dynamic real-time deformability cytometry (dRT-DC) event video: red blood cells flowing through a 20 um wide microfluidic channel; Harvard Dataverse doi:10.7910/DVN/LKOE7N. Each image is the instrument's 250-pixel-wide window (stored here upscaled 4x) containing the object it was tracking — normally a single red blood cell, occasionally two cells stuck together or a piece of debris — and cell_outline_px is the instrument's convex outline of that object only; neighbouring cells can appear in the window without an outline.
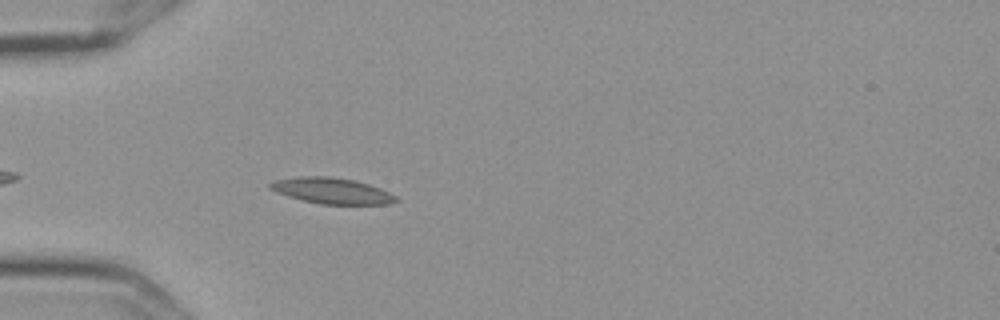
{"species": "Egyptian fruit bat (a non-hibernating species)", "species_latin": "Rousettus aegyptiacus", "temperature_condition": "cold", "stored_images_in_passage": 34, "camera_frame_rate_fps": 3000, "um_per_image_px": 0.085, "frame": {"image": 1, "passage_image": 5, "time_ms": 1.333, "image_size_px": [1000, 320], "cell_outline_px": [[400, 200], [388, 204], [320, 204], [288, 196], [276, 192], [268, 188], [268, 184], [276, 180], [300, 176], [328, 176], [352, 180], [368, 184], [380, 188], [396, 196]], "centroid_in_image_um": [28.2, 16.22], "position_along_channel_um": 56.8, "area_um2": 18.84}}
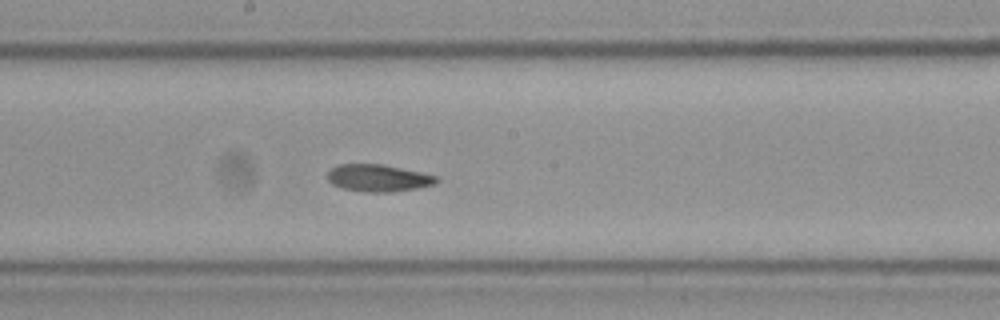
{"frame": {"image": 2, "passage_image": 19, "time_ms": 6.0, "image_size_px": [1000, 320], "cell_outline_px": [[440, 180], [436, 184], [416, 188], [392, 192], [368, 192], [344, 188], [332, 184], [328, 180], [328, 172], [332, 168], [340, 164], [384, 164], [420, 172], [436, 176]], "centroid_in_image_um": [32.18, 15.13], "position_along_channel_um": 216.0, "area_um2": 17.11}}
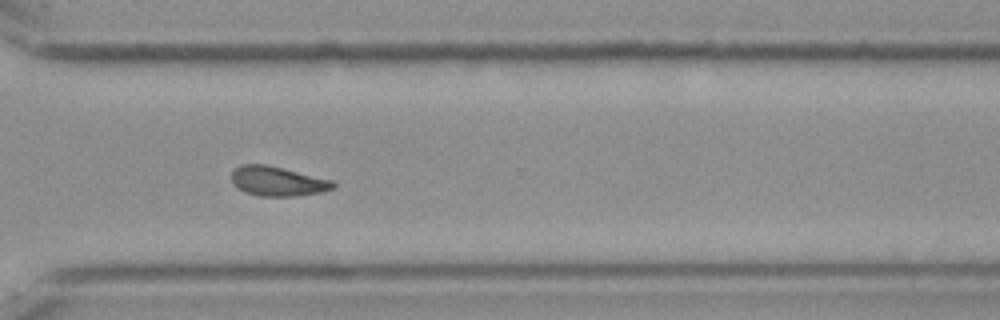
{"frame": {"image": 3, "passage_image": 30, "time_ms": 9.667, "image_size_px": [1000, 320], "cell_outline_px": [[336, 188], [324, 192], [296, 196], [260, 196], [244, 192], [232, 184], [232, 172], [240, 164], [268, 164], [332, 180], [336, 184]], "centroid_in_image_um": [23.62, 15.41], "position_along_channel_um": 347.0, "area_um2": 17.74}, "authors_computed_cell_mechanics": {"area_um2": 17.4267, "velocity_mm_per_s": 3.5745, "shape_relaxation_time_tau1_ms": null, "shape_relaxation_time_tau2_ms": 9.7398, "deformation_change_tau1": null, "deformation_change_tau2": 0.1815}}